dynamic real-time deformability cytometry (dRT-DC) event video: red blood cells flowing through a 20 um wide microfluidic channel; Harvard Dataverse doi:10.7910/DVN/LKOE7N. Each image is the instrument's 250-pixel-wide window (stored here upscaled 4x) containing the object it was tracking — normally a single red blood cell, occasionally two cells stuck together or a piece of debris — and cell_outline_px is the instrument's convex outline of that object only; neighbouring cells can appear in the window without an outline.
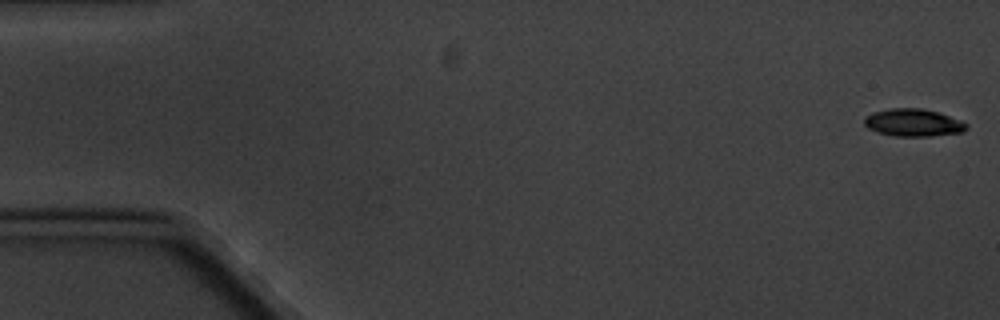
{"species": "common noctule bat (a hibernating species)", "species_latin": "Nyctalus noctula", "temperature_condition": "cold", "stored_images_in_passage": 7, "camera_frame_rate_fps": 3000, "um_per_image_px": 0.085, "animal": {"sex": "male", "body_mass_g": 20.1, "forearm_length_mm": 53.5}, "frame": {"image": 1, "passage_image": 1, "time_ms": 0.0, "image_size_px": [1000, 320], "cell_outline_px": [[968, 128], [964, 132], [928, 136], [896, 136], [876, 132], [868, 128], [864, 124], [864, 116], [872, 112], [888, 108], [920, 108], [940, 112], [960, 120], [968, 124]], "centroid_in_image_um": [77.62, 10.41], "position_along_channel_um": 7.4, "area_um2": 16.59}}
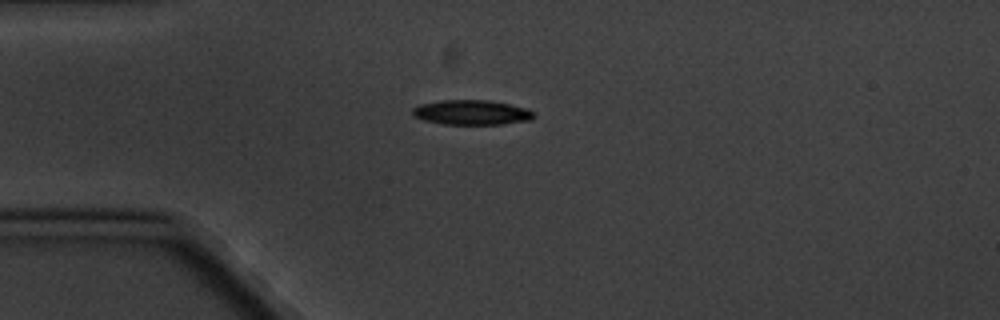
{"frame": {"image": 2, "passage_image": 5, "time_ms": 4.667, "image_size_px": [1000, 320], "cell_outline_px": [[536, 112], [528, 120], [500, 124], [444, 124], [424, 120], [412, 116], [412, 108], [420, 104], [440, 100], [492, 100], [528, 108]], "centroid_in_image_um": [40.06, 9.54], "position_along_channel_um": 44.9, "area_um2": 17.57}}